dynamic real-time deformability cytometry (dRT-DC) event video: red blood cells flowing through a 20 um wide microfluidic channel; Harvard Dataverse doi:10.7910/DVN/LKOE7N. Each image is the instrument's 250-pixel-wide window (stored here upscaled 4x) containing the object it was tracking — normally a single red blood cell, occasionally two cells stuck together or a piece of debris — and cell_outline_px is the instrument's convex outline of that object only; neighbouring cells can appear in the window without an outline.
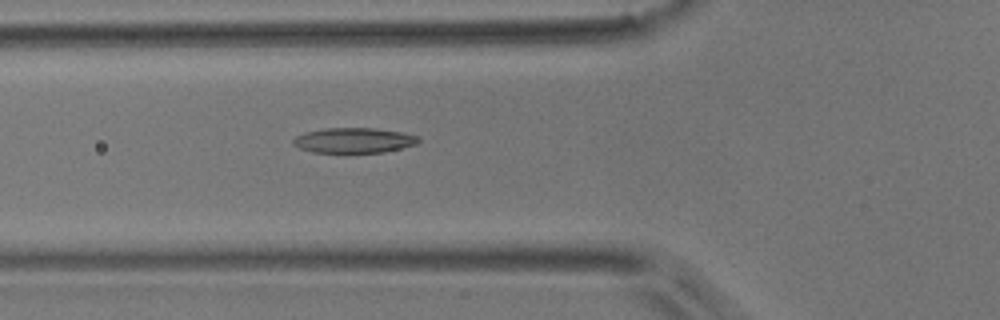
{"species": "common noctule bat (a hibernating species)", "species_latin": "Nyctalus noctula", "temperature_condition": "room temperature", "stored_images_in_passage": 6, "camera_frame_rate_fps": 3000, "um_per_image_px": 0.085, "animal": {"sex": "male", "body_mass_g": 17.9}, "frame": {"image": 1, "passage_image": 6, "time_ms": 5.667, "image_size_px": [1000, 320], "cell_outline_px": [[420, 140], [416, 144], [384, 152], [344, 156], [312, 152], [300, 148], [292, 144], [292, 140], [296, 136], [304, 132], [324, 128], [376, 128], [404, 132], [420, 136]], "centroid_in_image_um": [30.05, 11.97], "position_along_channel_um": 95.7, "area_um2": 19.48}}